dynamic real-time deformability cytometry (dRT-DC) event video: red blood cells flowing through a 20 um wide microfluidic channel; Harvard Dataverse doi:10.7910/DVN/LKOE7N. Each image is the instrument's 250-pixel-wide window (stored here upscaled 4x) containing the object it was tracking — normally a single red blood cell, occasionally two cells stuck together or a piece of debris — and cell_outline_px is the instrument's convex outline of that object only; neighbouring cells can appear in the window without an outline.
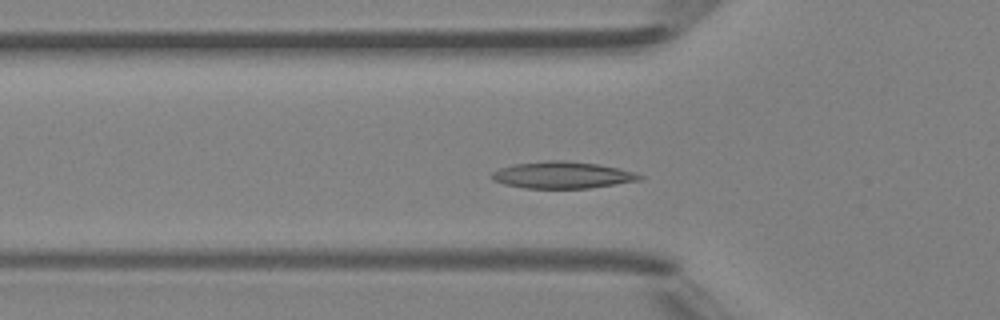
{"species": "Egyptian fruit bat (a non-hibernating species)", "species_latin": "Rousettus aegyptiacus", "temperature_condition": "room temperature", "stored_images_in_passage": 42, "camera_frame_rate_fps": 3000, "um_per_image_px": 0.085, "animal": {"sex": "female"}, "frame": {"image": 1, "passage_image": 11, "time_ms": 3.333, "image_size_px": [1000, 320], "cell_outline_px": [[644, 176], [640, 180], [616, 184], [588, 188], [524, 188], [504, 184], [492, 180], [492, 172], [500, 168], [516, 164], [548, 160], [564, 160], [600, 164], [620, 168], [636, 172]], "centroid_in_image_um": [47.84, 14.87], "position_along_channel_um": 78.0, "area_um2": 23.12}}
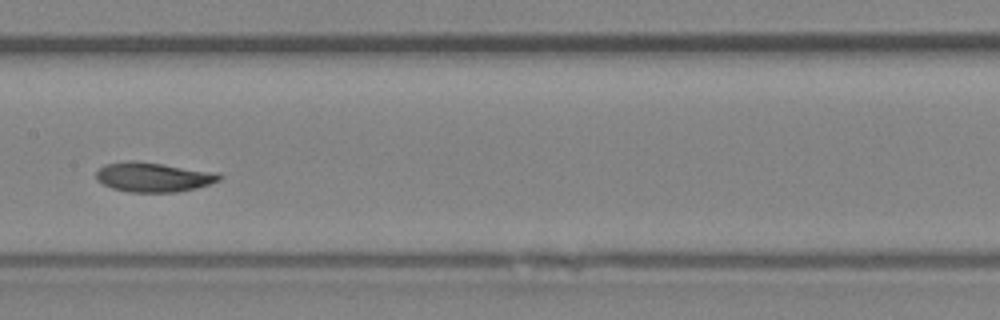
{"frame": {"image": 2, "passage_image": 19, "time_ms": 6.0, "image_size_px": [1000, 320], "cell_outline_px": [[220, 180], [196, 188], [176, 192], [128, 192], [112, 188], [96, 180], [96, 172], [104, 164], [128, 160], [132, 160], [216, 172], [220, 176]], "centroid_in_image_um": [12.98, 15.05], "position_along_channel_um": 194.4, "area_um2": 20.98}}
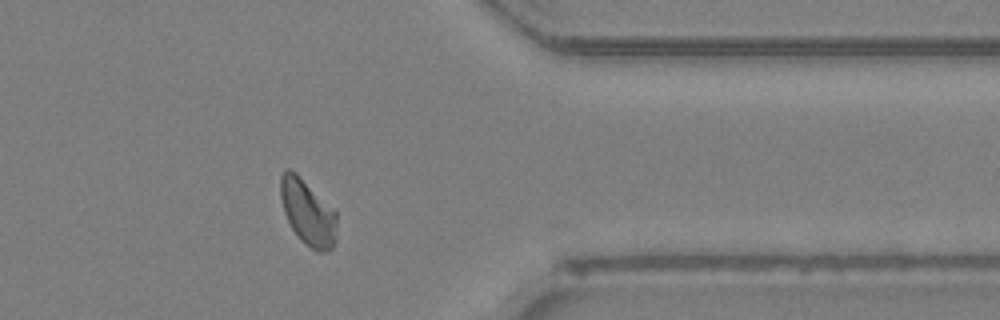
{"frame": {"image": 3, "passage_image": 33, "time_ms": 10.667, "image_size_px": [1000, 320], "cell_outline_px": [[336, 240], [332, 248], [328, 252], [316, 252], [304, 244], [300, 240], [292, 228], [284, 212], [280, 196], [280, 176], [284, 168], [288, 168], [296, 172], [336, 212]], "centroid_in_image_um": [26.15, 18.07], "position_along_channel_um": 385.3, "area_um2": 21.62}, "authors_computed_cell_mechanics": {"area_um2": 21.5016, "velocity_mm_per_s": 4.3766, "shape_relaxation_time_tau1_ms": 4.5412, "shape_relaxation_time_tau2_ms": 2.6307, "deformation_change_tau1": 0.1498, "deformation_change_tau2": 0.068}}